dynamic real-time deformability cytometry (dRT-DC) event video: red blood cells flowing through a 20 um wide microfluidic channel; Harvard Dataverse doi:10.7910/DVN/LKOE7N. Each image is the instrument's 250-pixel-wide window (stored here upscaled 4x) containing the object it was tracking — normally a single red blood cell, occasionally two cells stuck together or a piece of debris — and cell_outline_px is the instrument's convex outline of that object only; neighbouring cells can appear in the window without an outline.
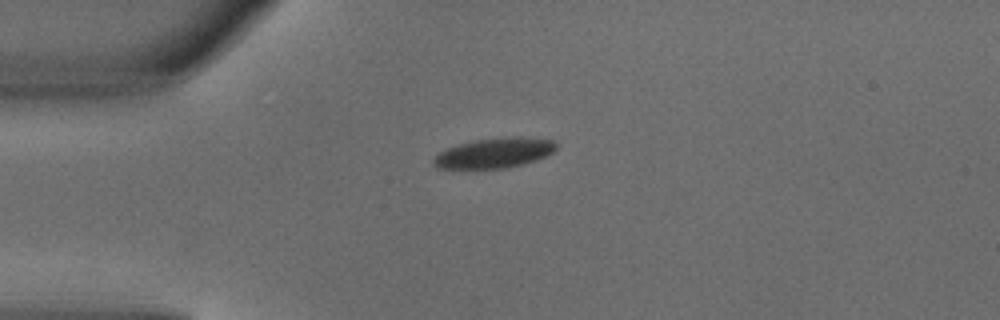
{"species": "common noctule bat (a hibernating species)", "species_latin": "Nyctalus noctula", "temperature_condition": "warm", "stored_images_in_passage": 2, "camera_frame_rate_fps": 3000, "um_per_image_px": 0.085, "animal": {"sex": "male", "body_mass_g": 18.8}, "frame": {"image": 1, "passage_image": 1, "time_ms": 0.0, "image_size_px": [1000, 320], "cell_outline_px": [[556, 148], [552, 152], [536, 160], [504, 168], [436, 168], [432, 164], [432, 160], [440, 152], [448, 148], [460, 144], [476, 140], [520, 136], [556, 140]], "centroid_in_image_um": [42.03, 13.0], "position_along_channel_um": 43.0, "area_um2": 21.1}}
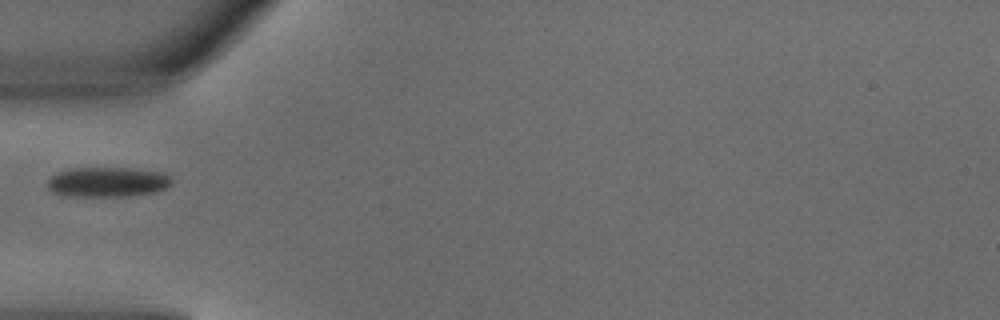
{"frame": {"image": 2, "passage_image": 2, "time_ms": 0.333, "image_size_px": [1000, 320], "cell_outline_px": [[172, 184], [168, 188], [152, 192], [128, 196], [72, 196], [52, 192], [48, 188], [48, 180], [56, 172], [72, 168], [132, 168], [164, 172], [172, 180]], "centroid_in_image_um": [9.16, 15.46], "position_along_channel_um": 75.8, "area_um2": 21.68}}